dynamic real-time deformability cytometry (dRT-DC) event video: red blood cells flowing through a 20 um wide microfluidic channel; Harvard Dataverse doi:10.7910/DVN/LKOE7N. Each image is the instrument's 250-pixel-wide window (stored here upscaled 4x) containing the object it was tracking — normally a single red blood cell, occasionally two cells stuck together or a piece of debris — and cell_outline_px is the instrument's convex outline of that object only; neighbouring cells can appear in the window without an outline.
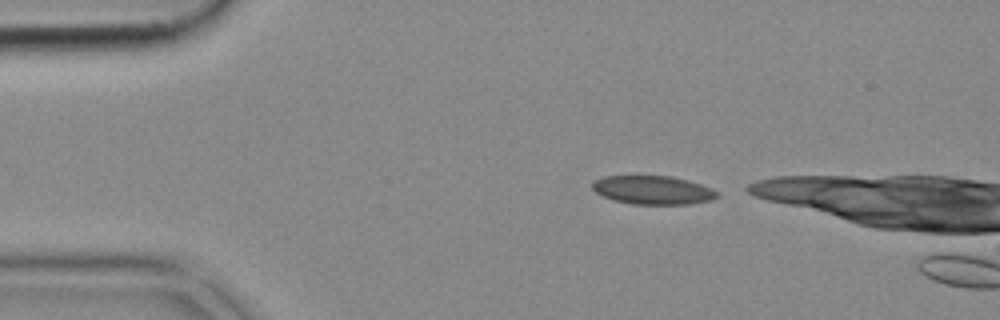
{"species": "common noctule bat (a hibernating species)", "species_latin": "Nyctalus noctula", "temperature_condition": "cold", "stored_images_in_passage": 35, "camera_frame_rate_fps": 3000, "um_per_image_px": 0.085, "animal": {"sex": "female", "body_mass_g": 18.4}, "frame": {"image": 1, "passage_image": 1, "time_ms": 0.0, "image_size_px": [1000, 320], "cell_outline_px": [[720, 196], [708, 200], [688, 204], [632, 204], [616, 200], [604, 196], [596, 192], [592, 188], [592, 184], [596, 180], [604, 176], [668, 176], [700, 184], [712, 188], [720, 192]], "centroid_in_image_um": [55.51, 16.16], "position_along_channel_um": 29.5, "area_um2": 20.46}}
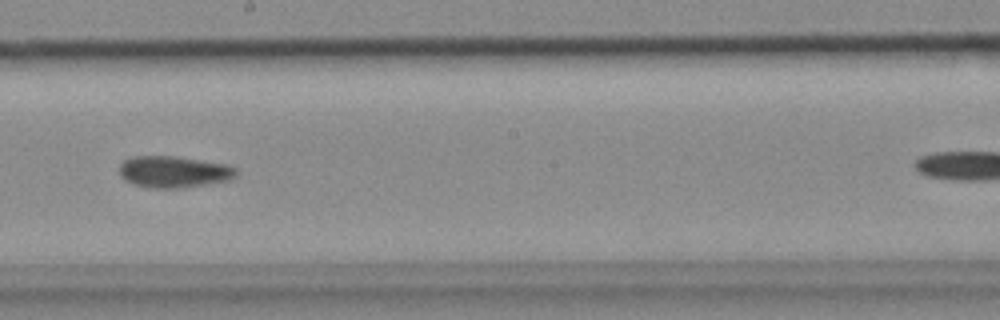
{"frame": {"image": 2, "passage_image": 21, "time_ms": 6.667, "image_size_px": [1000, 320], "cell_outline_px": [[236, 176], [228, 180], [180, 188], [148, 188], [132, 184], [124, 180], [120, 176], [120, 164], [124, 160], [132, 156], [172, 156], [228, 164], [236, 168]], "centroid_in_image_um": [14.73, 14.6], "position_along_channel_um": 233.5, "area_um2": 21.5}}
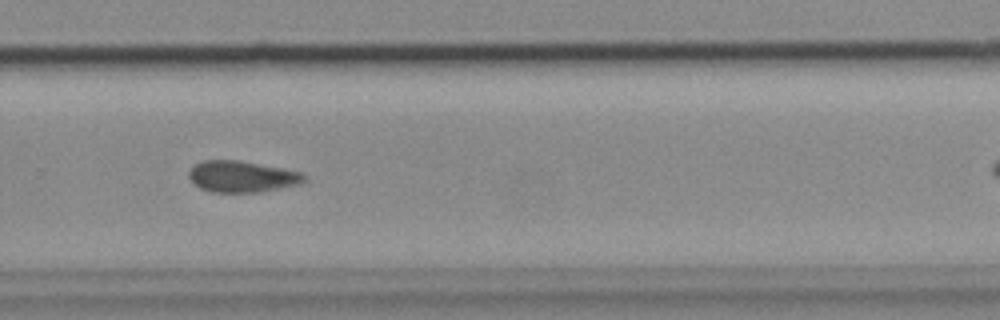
{"frame": {"image": 3, "passage_image": 27, "time_ms": 8.667, "image_size_px": [1000, 320], "cell_outline_px": [[304, 180], [300, 184], [260, 192], [212, 192], [200, 188], [188, 176], [188, 172], [196, 164], [204, 160], [240, 160], [300, 172], [304, 176]], "centroid_in_image_um": [20.54, 15.01], "position_along_channel_um": 309.3, "area_um2": 20.75}}